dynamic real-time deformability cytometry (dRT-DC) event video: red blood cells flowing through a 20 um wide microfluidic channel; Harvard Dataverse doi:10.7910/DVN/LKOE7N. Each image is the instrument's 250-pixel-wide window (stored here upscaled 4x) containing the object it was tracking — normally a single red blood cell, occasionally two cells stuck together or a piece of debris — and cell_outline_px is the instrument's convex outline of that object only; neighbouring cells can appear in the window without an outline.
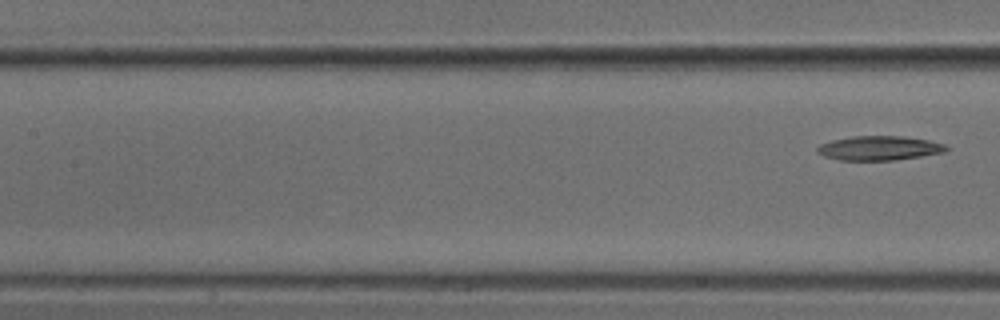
{"species": "common noctule bat (a hibernating species)", "species_latin": "Nyctalus noctula", "temperature_condition": "cold", "stored_images_in_passage": 4, "segment_of_instrument_passage": [2, 2], "camera_frame_rate_fps": 3000, "um_per_image_px": 0.085, "animal": {"sex": "male", "body_mass_g": 18.8}, "frame": {"image": 1, "passage_image": 4, "time_ms": 1.0, "image_size_px": [1000, 320], "cell_outline_px": [[952, 148], [944, 152], [896, 160], [840, 160], [824, 156], [816, 152], [816, 148], [820, 144], [832, 140], [852, 136], [904, 136], [928, 140], [944, 144]], "centroid_in_image_um": [74.74, 12.59], "position_along_channel_um": 132.7, "area_um2": 18.32}}